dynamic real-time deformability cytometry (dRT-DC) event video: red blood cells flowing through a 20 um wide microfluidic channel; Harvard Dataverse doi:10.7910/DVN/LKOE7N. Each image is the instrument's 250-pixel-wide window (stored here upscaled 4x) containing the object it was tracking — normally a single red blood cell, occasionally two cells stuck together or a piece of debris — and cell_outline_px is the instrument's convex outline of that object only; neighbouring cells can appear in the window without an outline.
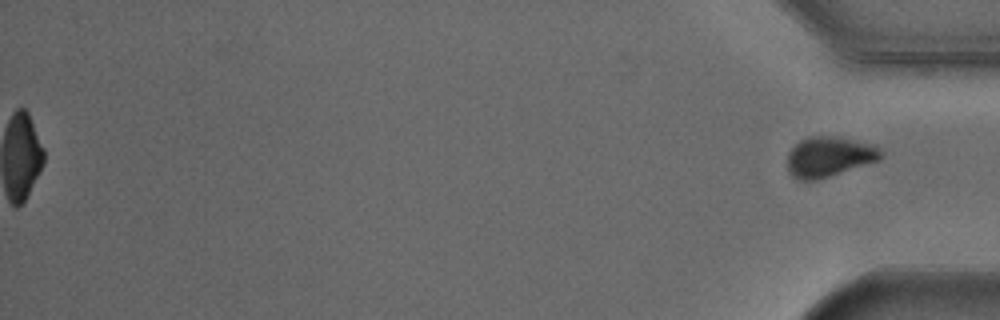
{"species": "Egyptian fruit bat (a non-hibernating species)", "species_latin": "Rousettus aegyptiacus", "temperature_condition": "cold", "stored_images_in_passage": 53, "segment_of_instrument_passage": [2, 2], "camera_frame_rate_fps": 3000, "um_per_image_px": 0.085, "animal": {"sex": "male"}, "frame": {"image": 1, "passage_image": 53, "time_ms": 17.333, "image_size_px": [1000, 320], "cell_outline_px": [[884, 156], [880, 160], [820, 180], [796, 180], [788, 172], [788, 152], [800, 140], [808, 136], [836, 136], [876, 144], [884, 152]], "centroid_in_image_um": [70.52, 13.32], "position_along_channel_um": 364.7, "area_um2": 22.48}}